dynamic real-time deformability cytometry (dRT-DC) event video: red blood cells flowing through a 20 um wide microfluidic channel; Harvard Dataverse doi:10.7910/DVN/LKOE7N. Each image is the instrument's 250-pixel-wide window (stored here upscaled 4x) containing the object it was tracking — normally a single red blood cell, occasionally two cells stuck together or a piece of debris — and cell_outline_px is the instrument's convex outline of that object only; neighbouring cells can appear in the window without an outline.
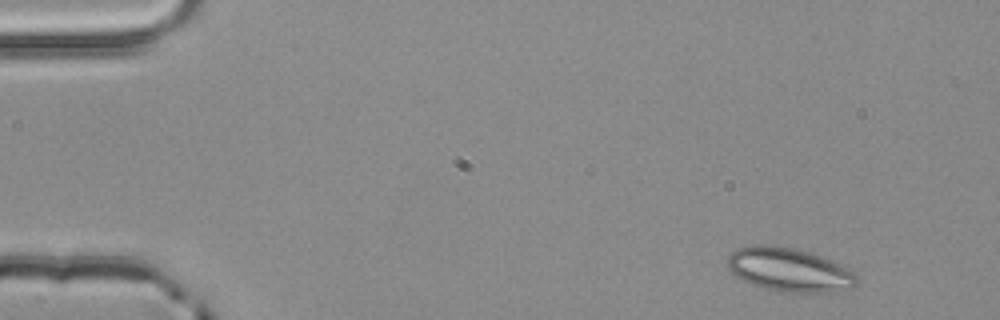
{"species": "common noctule bat (a hibernating species)", "species_latin": "Nyctalus noctula", "temperature_condition": "room temperature", "stored_images_in_passage": 3, "camera_frame_rate_fps": 3000, "um_per_image_px": 0.085, "animal": {"sex": "male", "body_mass_g": 20.4}, "frame": {"image": 1, "passage_image": 1, "time_ms": 0.0, "image_size_px": [1000, 320], "cell_outline_px": [[860, 280], [852, 288], [832, 292], [776, 292], [752, 284], [736, 276], [728, 268], [728, 256], [736, 248], [756, 244], [768, 244], [792, 248], [808, 252], [820, 256], [840, 264], [852, 272]], "centroid_in_image_um": [67.07, 22.93], "position_along_channel_um": 17.9, "area_um2": 32.89}}